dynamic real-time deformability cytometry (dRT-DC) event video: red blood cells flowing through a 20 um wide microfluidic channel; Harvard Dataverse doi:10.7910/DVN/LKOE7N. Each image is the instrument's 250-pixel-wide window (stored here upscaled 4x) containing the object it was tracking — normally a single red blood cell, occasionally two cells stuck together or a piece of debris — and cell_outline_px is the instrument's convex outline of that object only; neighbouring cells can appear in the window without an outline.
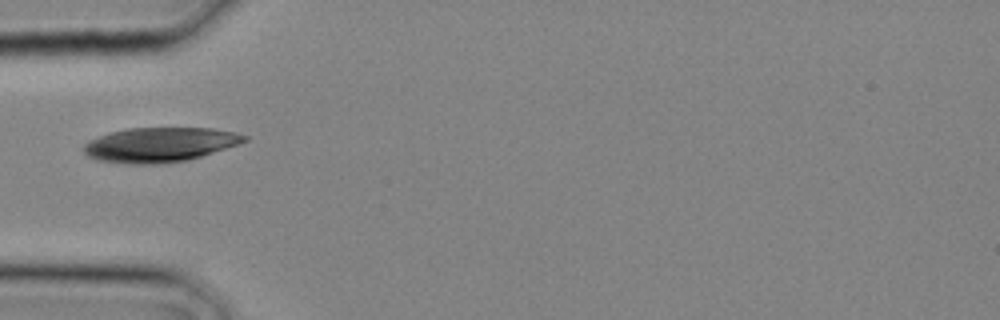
{"species": "common noctule bat (a hibernating species)", "species_latin": "Nyctalus noctula", "temperature_condition": "cold", "stored_images_in_passage": 9, "camera_frame_rate_fps": 3000, "um_per_image_px": 0.085, "animal": {"sex": "male", "body_mass_g": 20.4}, "frame": {"image": 1, "passage_image": 6, "time_ms": 1.667, "image_size_px": [1000, 320], "cell_outline_px": [[248, 140], [188, 160], [156, 164], [128, 164], [96, 160], [88, 156], [84, 152], [84, 144], [88, 140], [112, 132], [128, 128], [212, 128], [236, 132], [248, 136]], "centroid_in_image_um": [13.55, 12.3], "position_along_channel_um": 71.4, "area_um2": 32.14}}
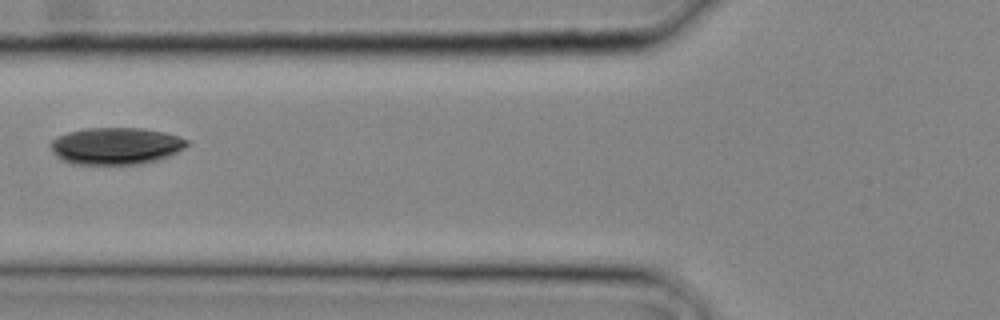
{"frame": {"image": 2, "passage_image": 8, "time_ms": 2.333, "image_size_px": [1000, 320], "cell_outline_px": [[188, 144], [184, 148], [172, 156], [140, 164], [72, 164], [60, 160], [52, 152], [48, 144], [52, 140], [68, 132], [88, 128], [140, 128], [164, 132], [180, 136], [188, 140]], "centroid_in_image_um": [9.85, 12.41], "position_along_channel_um": 116.0, "area_um2": 29.59}}